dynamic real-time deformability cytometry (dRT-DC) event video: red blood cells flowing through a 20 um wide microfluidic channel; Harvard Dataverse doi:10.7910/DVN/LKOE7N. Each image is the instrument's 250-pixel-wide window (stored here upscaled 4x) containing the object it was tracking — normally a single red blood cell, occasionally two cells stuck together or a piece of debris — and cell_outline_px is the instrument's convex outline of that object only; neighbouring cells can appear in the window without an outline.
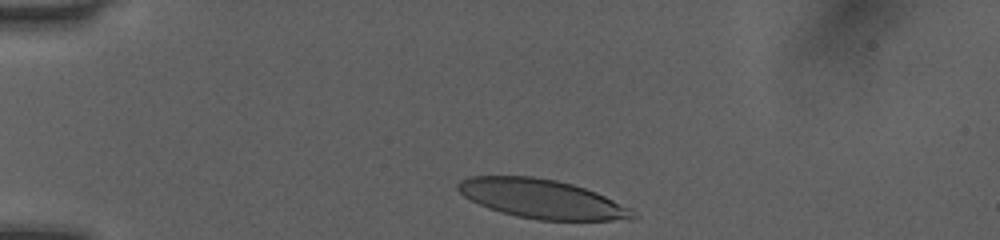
{"species": "human", "species_latin": "Homo sapiens", "temperature_condition": "room temperature", "stored_images_in_passage": 33, "camera_frame_rate_fps": 3000, "um_per_image_px": 0.085, "donor": {"sex": "female"}, "frame": {"image": 1, "passage_image": 1, "time_ms": 0.0, "image_size_px": [1000, 240], "cell_outline_px": [[640, 216], [636, 220], [540, 220], [516, 216], [500, 212], [488, 208], [464, 196], [456, 188], [456, 184], [460, 180], [468, 176], [532, 176], [556, 180], [572, 184], [596, 192], [632, 208]], "centroid_in_image_um": [46.11, 16.91], "position_along_channel_um": 38.9, "area_um2": 40.06}}
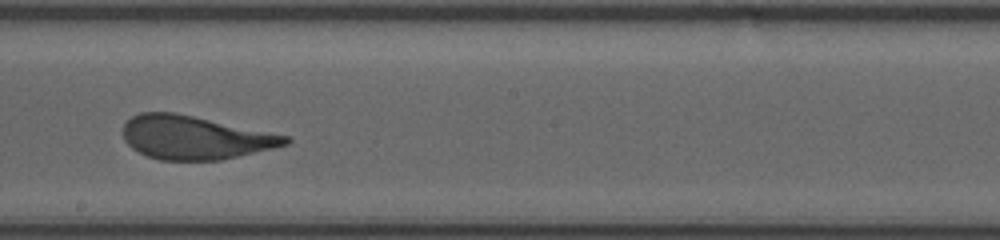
{"frame": {"image": 2, "passage_image": 19, "time_ms": 6.0, "image_size_px": [1000, 240], "cell_outline_px": [[292, 140], [288, 144], [272, 148], [220, 160], [160, 160], [148, 156], [132, 148], [124, 140], [124, 124], [132, 116], [140, 112], [172, 112], [192, 116], [288, 136]], "centroid_in_image_um": [16.53, 11.69], "position_along_channel_um": 231.7, "area_um2": 40.52}}
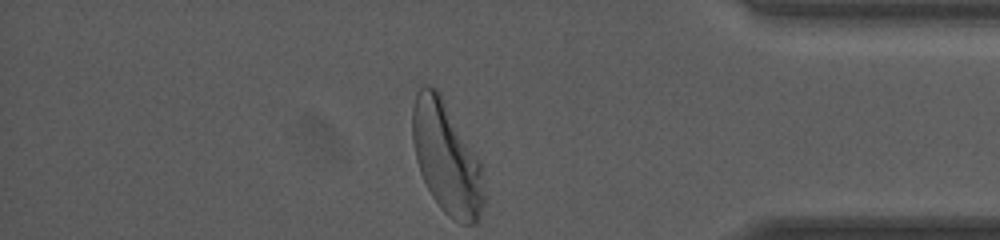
{"frame": {"image": 3, "passage_image": 33, "time_ms": 10.667, "image_size_px": [1000, 240], "cell_outline_px": [[484, 204], [480, 216], [476, 224], [460, 224], [448, 216], [440, 208], [432, 196], [420, 172], [416, 160], [412, 140], [412, 108], [416, 92], [420, 84], [428, 84], [436, 88], [440, 92], [480, 160], [484, 168]], "centroid_in_image_um": [37.96, 13.41], "position_along_channel_um": 397.2, "area_um2": 47.4}, "authors_computed_cell_mechanics": {"area_um2": 41.9628, "velocity_mm_per_s": 4.0393, "shape_relaxation_time_tau1_ms": 3.6465, "shape_relaxation_time_tau2_ms": 0.7535, "deformation_change_tau1": 0.1882, "deformation_change_tau2": 0.0857}}